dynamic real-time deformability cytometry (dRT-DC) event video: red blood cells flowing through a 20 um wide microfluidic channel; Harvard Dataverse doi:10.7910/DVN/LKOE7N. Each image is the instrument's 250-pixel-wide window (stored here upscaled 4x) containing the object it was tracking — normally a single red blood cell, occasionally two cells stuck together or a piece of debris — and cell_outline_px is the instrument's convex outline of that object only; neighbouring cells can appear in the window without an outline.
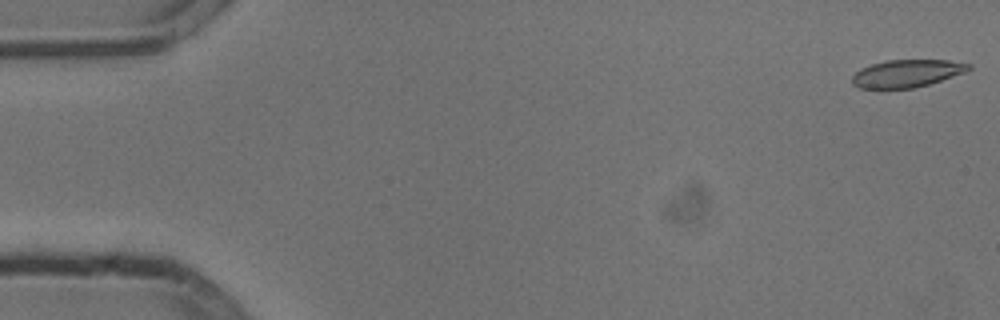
{"species": "common noctule bat (a hibernating species)", "species_latin": "Nyctalus noctula", "temperature_condition": "cold", "stored_images_in_passage": 54, "camera_frame_rate_fps": 3000, "um_per_image_px": 0.085, "animal": {"sex": "male", "body_mass_g": 13.3}, "frame": {"image": 1, "passage_image": 1, "time_ms": 0.0, "image_size_px": [1000, 320], "cell_outline_px": [[972, 68], [964, 72], [928, 84], [912, 88], [860, 88], [852, 84], [852, 76], [860, 68], [872, 64], [888, 60], [948, 60], [972, 64]], "centroid_in_image_um": [77.07, 6.23], "position_along_channel_um": 7.9, "area_um2": 18.5}}
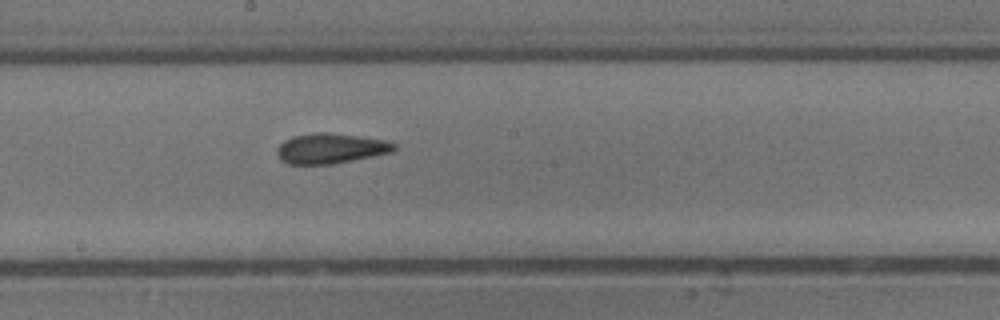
{"frame": {"image": 2, "passage_image": 29, "time_ms": 9.333, "image_size_px": [1000, 320], "cell_outline_px": [[396, 148], [392, 152], [332, 164], [288, 164], [280, 160], [276, 156], [276, 148], [284, 140], [292, 136], [316, 132], [328, 132], [388, 140], [396, 144]], "centroid_in_image_um": [28.07, 12.61], "position_along_channel_um": 220.1, "area_um2": 20.75}}
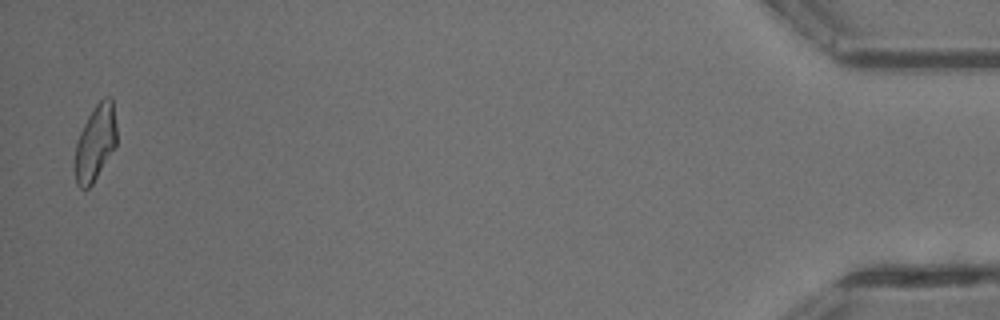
{"frame": {"image": 3, "passage_image": 53, "time_ms": 17.333, "image_size_px": [1000, 320], "cell_outline_px": [[116, 144], [92, 184], [88, 188], [80, 188], [76, 184], [76, 144], [80, 132], [88, 116], [96, 104], [104, 96], [112, 96], [116, 124]], "centroid_in_image_um": [8.12, 12.08], "position_along_channel_um": 427.1, "area_um2": 18.03}, "authors_computed_cell_mechanics": {"area_um2": 19.941, "velocity_mm_per_s": 3.8026, "shape_relaxation_time_tau1_ms": 5.0897, "shape_relaxation_time_tau2_ms": 2.1227, "deformation_change_tau1": 0.1458, "deformation_change_tau2": 0.1059}}